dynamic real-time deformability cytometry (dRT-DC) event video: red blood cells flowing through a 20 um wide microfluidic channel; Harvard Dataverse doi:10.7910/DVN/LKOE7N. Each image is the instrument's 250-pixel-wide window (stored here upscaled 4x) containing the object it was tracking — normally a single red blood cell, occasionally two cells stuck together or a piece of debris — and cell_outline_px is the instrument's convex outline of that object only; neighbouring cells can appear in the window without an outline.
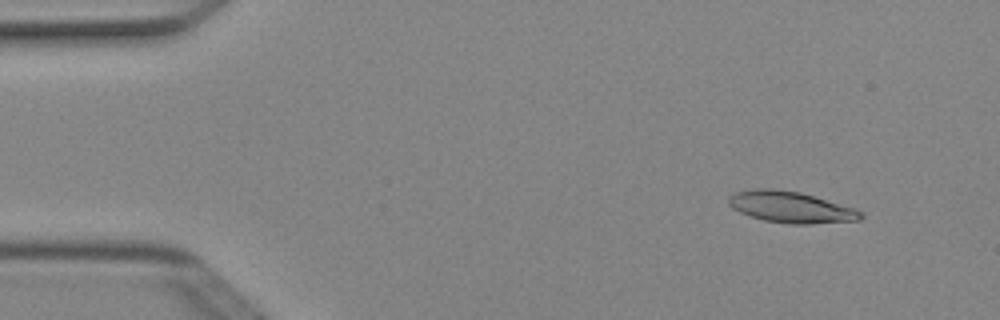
{"species": "Egyptian fruit bat (a non-hibernating species)", "species_latin": "Rousettus aegyptiacus", "temperature_condition": "cold", "stored_images_in_passage": 5, "camera_frame_rate_fps": 3000, "um_per_image_px": 0.085, "animal": {"sex": "female"}, "frame": {"image": 1, "passage_image": 1, "time_ms": 0.0, "image_size_px": [1000, 320], "cell_outline_px": [[864, 216], [860, 220], [808, 224], [792, 224], [764, 220], [740, 212], [732, 208], [728, 204], [728, 196], [732, 192], [756, 188], [772, 188], [800, 192], [852, 208], [864, 212]], "centroid_in_image_um": [67.17, 17.6], "position_along_channel_um": 17.8, "area_um2": 23.99}}
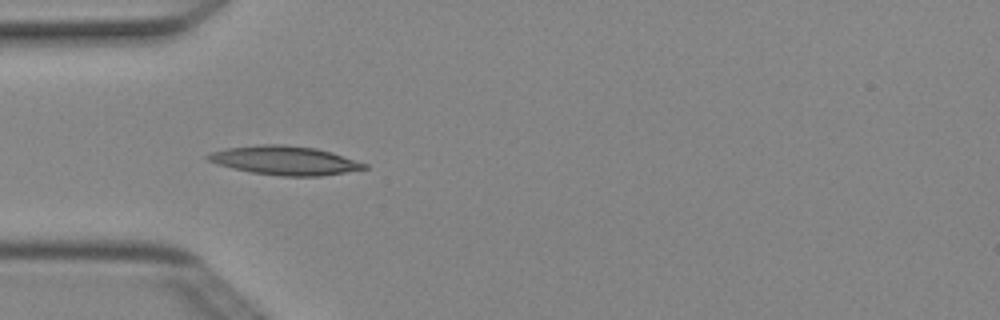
{"frame": {"image": 2, "passage_image": 4, "time_ms": 1.0, "image_size_px": [1000, 320], "cell_outline_px": [[368, 168], [320, 176], [280, 176], [252, 172], [232, 168], [216, 164], [208, 160], [204, 156], [212, 152], [228, 148], [260, 144], [280, 144], [316, 148], [332, 152], [368, 164]], "centroid_in_image_um": [24.2, 13.63], "position_along_channel_um": 60.8, "area_um2": 26.18}}
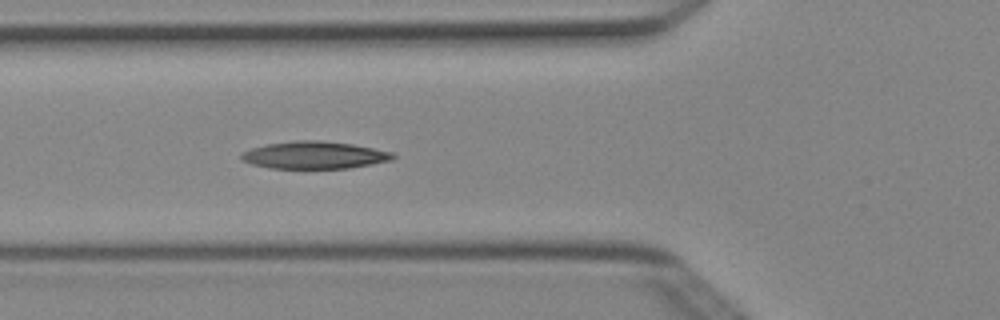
{"frame": {"image": 3, "passage_image": 5, "time_ms": 1.333, "image_size_px": [1000, 320], "cell_outline_px": [[396, 156], [392, 160], [372, 164], [348, 168], [268, 168], [252, 164], [240, 160], [240, 152], [252, 148], [268, 144], [296, 140], [316, 140], [352, 144], [392, 152]], "centroid_in_image_um": [26.69, 13.19], "position_along_channel_um": 99.1, "area_um2": 24.1}}